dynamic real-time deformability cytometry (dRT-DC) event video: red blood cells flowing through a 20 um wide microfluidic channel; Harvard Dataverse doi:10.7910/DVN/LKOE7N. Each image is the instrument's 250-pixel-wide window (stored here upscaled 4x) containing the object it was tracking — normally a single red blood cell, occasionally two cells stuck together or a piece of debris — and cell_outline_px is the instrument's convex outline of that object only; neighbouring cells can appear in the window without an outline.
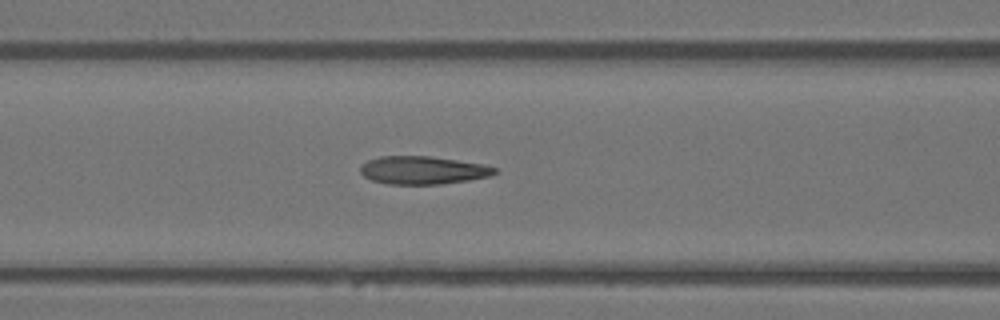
{"species": "Egyptian fruit bat (a non-hibernating species)", "species_latin": "Rousettus aegyptiacus", "temperature_condition": "warm", "stored_images_in_passage": 36, "camera_frame_rate_fps": 3000, "um_per_image_px": 0.085, "animal": {"sex": "female"}, "frame": {"image": 1, "passage_image": 16, "time_ms": 5.0, "image_size_px": [1000, 320], "cell_outline_px": [[500, 172], [488, 176], [468, 180], [440, 184], [388, 184], [372, 180], [364, 176], [360, 172], [360, 168], [368, 160], [380, 156], [432, 156], [484, 164], [496, 168]], "centroid_in_image_um": [35.97, 14.46], "position_along_channel_um": 130.6, "area_um2": 21.91}}
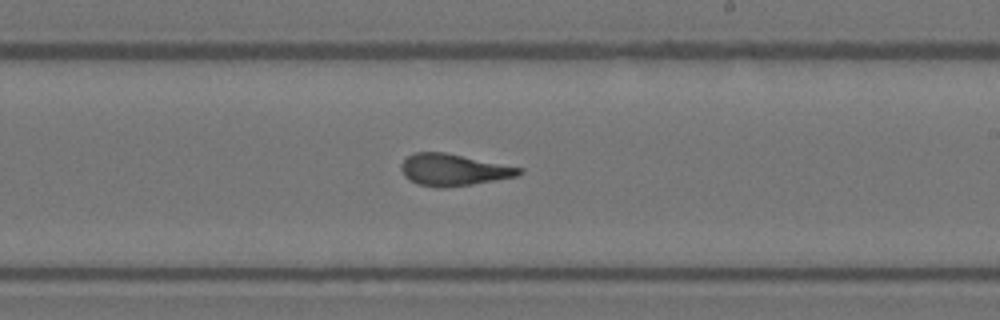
{"frame": {"image": 2, "passage_image": 24, "time_ms": 7.667, "image_size_px": [1000, 320], "cell_outline_px": [[524, 172], [516, 176], [472, 184], [444, 188], [440, 188], [416, 184], [408, 180], [404, 176], [400, 168], [400, 164], [408, 156], [416, 152], [444, 152], [524, 168]], "centroid_in_image_um": [38.52, 14.44], "position_along_channel_um": 250.5, "area_um2": 21.85}}
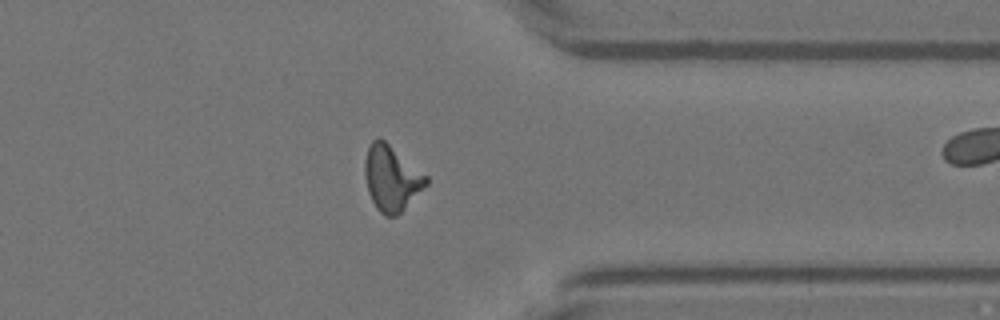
{"frame": {"image": 3, "passage_image": 33, "time_ms": 10.667, "image_size_px": [1000, 320], "cell_outline_px": [[428, 184], [396, 216], [384, 216], [376, 208], [368, 192], [364, 172], [364, 160], [368, 148], [372, 140], [380, 136], [428, 176]], "centroid_in_image_um": [33.26, 15.13], "position_along_channel_um": 378.1, "area_um2": 23.35}}